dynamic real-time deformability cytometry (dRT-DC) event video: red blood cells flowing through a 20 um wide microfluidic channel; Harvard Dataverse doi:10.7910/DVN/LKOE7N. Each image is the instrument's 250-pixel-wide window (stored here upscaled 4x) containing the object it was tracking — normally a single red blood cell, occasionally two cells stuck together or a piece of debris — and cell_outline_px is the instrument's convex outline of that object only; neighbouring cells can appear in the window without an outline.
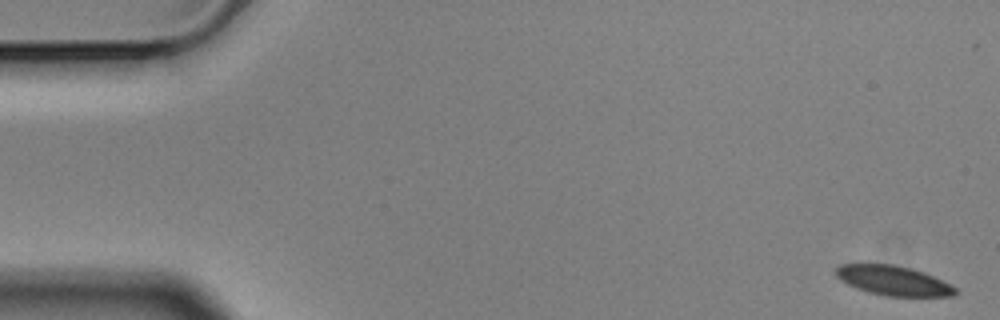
{"species": "Egyptian fruit bat (a non-hibernating species)", "species_latin": "Rousettus aegyptiacus", "temperature_condition": "cold", "stored_images_in_passage": 5, "camera_frame_rate_fps": 3000, "um_per_image_px": 0.085, "animal": {"sex": "male"}, "frame": {"image": 1, "passage_image": 1, "time_ms": 0.0, "image_size_px": [1000, 320], "cell_outline_px": [[960, 292], [956, 296], [884, 296], [868, 292], [856, 288], [840, 280], [836, 276], [836, 268], [840, 264], [892, 264], [912, 268], [924, 272], [956, 288]], "centroid_in_image_um": [75.93, 23.85], "position_along_channel_um": 9.1, "area_um2": 20.63}}
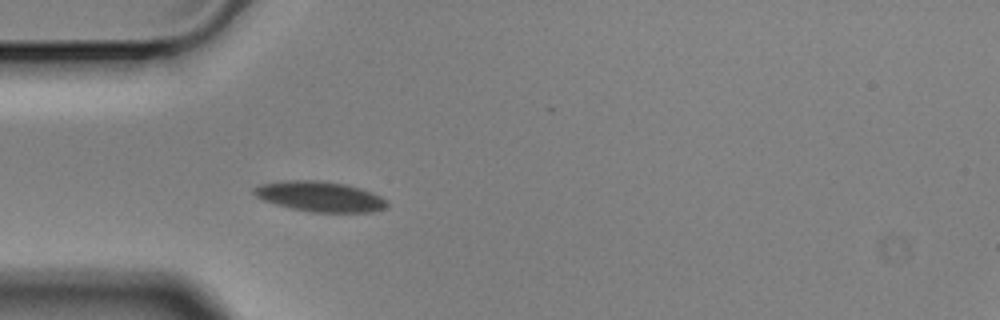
{"frame": {"image": 2, "passage_image": 5, "time_ms": 1.333, "image_size_px": [1000, 320], "cell_outline_px": [[388, 204], [384, 208], [372, 212], [312, 212], [292, 208], [276, 204], [264, 200], [256, 196], [252, 192], [252, 188], [260, 184], [280, 180], [324, 180], [344, 184], [360, 188], [372, 192], [380, 196]], "centroid_in_image_um": [27.15, 16.69], "position_along_channel_um": 57.8, "area_um2": 23.47}}